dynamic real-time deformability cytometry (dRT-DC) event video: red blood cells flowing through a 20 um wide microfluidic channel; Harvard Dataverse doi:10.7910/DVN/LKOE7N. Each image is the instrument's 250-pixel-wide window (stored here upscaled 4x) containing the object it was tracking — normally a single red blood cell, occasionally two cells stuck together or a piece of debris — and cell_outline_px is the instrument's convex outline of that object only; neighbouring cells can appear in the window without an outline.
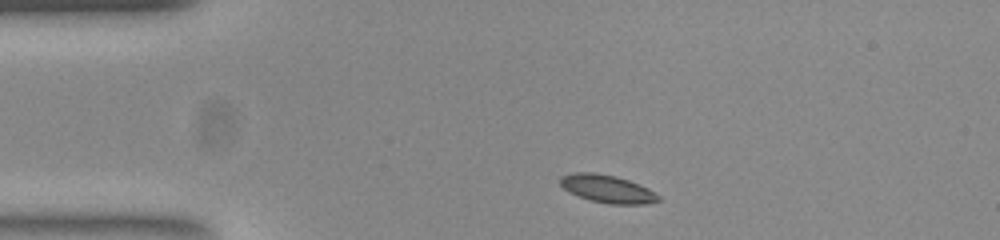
{"species": "common noctule bat (a hibernating species)", "species_latin": "Nyctalus noctula", "temperature_condition": "room temperature", "stored_images_in_passage": 43, "camera_frame_rate_fps": 3000, "um_per_image_px": 0.085, "animal": {"sex": "female", "body_mass_g": 23.0, "forearm_length_mm": 53.4}, "frame": {"image": 1, "passage_image": 1, "time_ms": 0.0, "image_size_px": [1000, 240], "cell_outline_px": [[660, 200], [644, 204], [612, 204], [588, 200], [564, 188], [560, 184], [560, 176], [572, 172], [592, 172], [616, 176], [640, 184], [648, 188], [660, 196]], "centroid_in_image_um": [51.63, 16.04], "position_along_channel_um": 33.4, "area_um2": 15.84}}
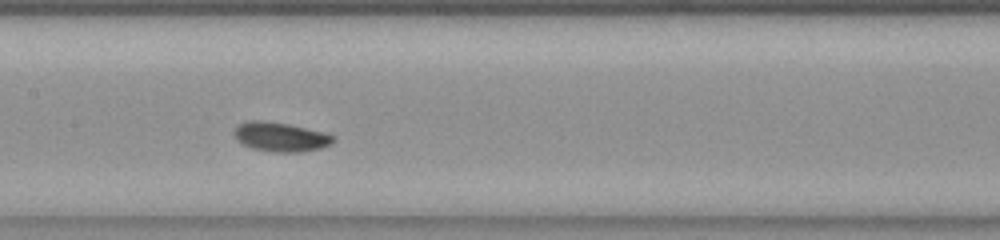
{"frame": {"image": 2, "passage_image": 16, "time_ms": 5.0, "image_size_px": [1000, 240], "cell_outline_px": [[336, 140], [332, 144], [320, 148], [300, 152], [276, 152], [252, 148], [236, 140], [232, 132], [236, 124], [248, 120], [260, 120], [288, 124], [324, 132], [336, 136]], "centroid_in_image_um": [23.83, 11.62], "position_along_channel_um": 183.6, "area_um2": 17.11}}
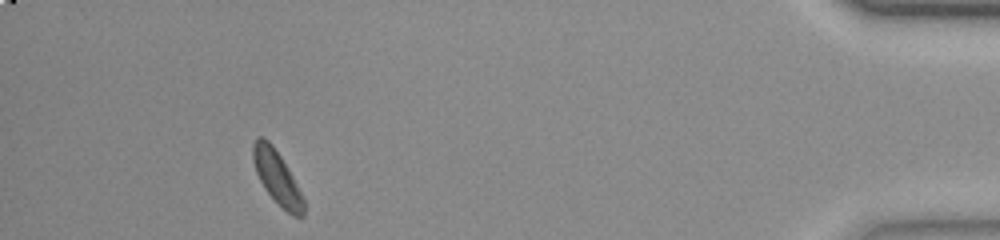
{"frame": {"image": 3, "passage_image": 39, "time_ms": 12.667, "image_size_px": [1000, 240], "cell_outline_px": [[304, 216], [292, 216], [264, 188], [256, 172], [252, 160], [252, 144], [256, 136], [264, 136], [272, 144], [288, 168], [304, 200]], "centroid_in_image_um": [23.51, 15.01], "position_along_channel_um": 411.7, "area_um2": 15.49}, "authors_computed_cell_mechanics": {"area_um2": 15.895, "velocity_mm_per_s": 3.8306, "shape_relaxation_time_tau1_ms": 5.0978, "shape_relaxation_time_tau2_ms": null, "deformation_change_tau1": 0.1306, "deformation_change_tau2": null}}